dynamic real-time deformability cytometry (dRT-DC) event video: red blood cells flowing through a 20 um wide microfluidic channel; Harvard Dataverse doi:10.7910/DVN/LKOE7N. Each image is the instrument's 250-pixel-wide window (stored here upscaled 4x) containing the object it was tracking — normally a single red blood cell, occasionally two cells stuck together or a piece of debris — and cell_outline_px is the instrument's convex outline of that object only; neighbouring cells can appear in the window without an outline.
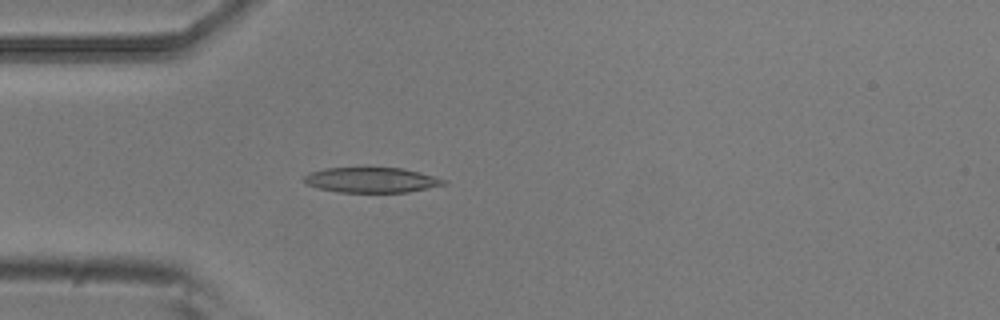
{"species": "common noctule bat (a hibernating species)", "species_latin": "Nyctalus noctula", "temperature_condition": "room temperature", "stored_images_in_passage": 4, "camera_frame_rate_fps": 3000, "um_per_image_px": 0.085, "animal": {"sex": "male", "body_mass_g": 20.5, "forearm_length_mm": 52.5}, "frame": {"image": 1, "passage_image": 4, "time_ms": 1.0, "image_size_px": [1000, 320], "cell_outline_px": [[444, 184], [408, 192], [340, 192], [320, 188], [308, 184], [304, 180], [304, 176], [312, 172], [324, 168], [364, 164], [404, 168], [420, 172], [444, 180]], "centroid_in_image_um": [31.52, 15.23], "position_along_channel_um": 53.5, "area_um2": 21.15}}